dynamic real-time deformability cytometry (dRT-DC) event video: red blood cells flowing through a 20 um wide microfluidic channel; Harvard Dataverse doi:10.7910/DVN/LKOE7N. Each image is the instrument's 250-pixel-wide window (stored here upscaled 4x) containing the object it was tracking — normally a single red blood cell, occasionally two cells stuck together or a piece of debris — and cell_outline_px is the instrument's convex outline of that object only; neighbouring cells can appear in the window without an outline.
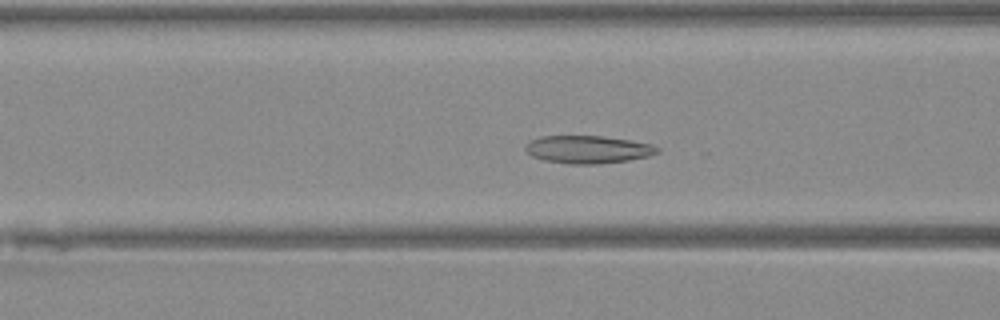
{"species": "Egyptian fruit bat (a non-hibernating species)", "species_latin": "Rousettus aegyptiacus", "temperature_condition": "warm", "stored_images_in_passage": 33, "camera_frame_rate_fps": 3000, "um_per_image_px": 0.085, "animal": {"sex": "female"}, "frame": {"image": 1, "passage_image": 4, "time_ms": 1.0, "image_size_px": [1000, 320], "cell_outline_px": [[660, 152], [648, 156], [628, 160], [596, 164], [568, 164], [544, 160], [532, 156], [524, 148], [532, 140], [544, 136], [604, 136], [652, 144], [660, 148]], "centroid_in_image_um": [50.01, 12.71], "position_along_channel_um": 116.6, "area_um2": 21.15}}
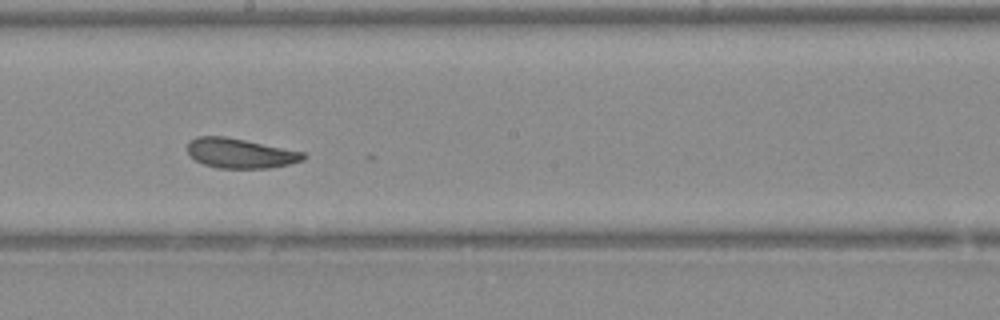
{"frame": {"image": 2, "passage_image": 12, "time_ms": 3.667, "image_size_px": [1000, 320], "cell_outline_px": [[308, 156], [304, 160], [288, 164], [268, 168], [216, 168], [204, 164], [196, 160], [188, 152], [188, 144], [196, 136], [224, 136], [304, 152]], "centroid_in_image_um": [20.44, 13.03], "position_along_channel_um": 227.8, "area_um2": 19.88}}
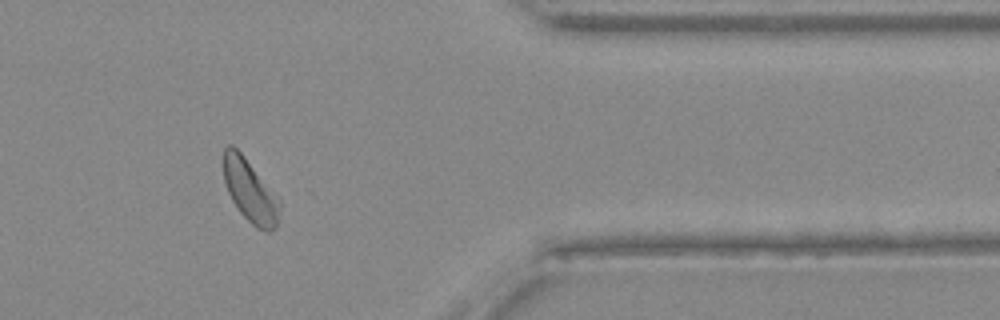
{"frame": {"image": 3, "passage_image": 25, "time_ms": 8.0, "image_size_px": [1000, 320], "cell_outline_px": [[280, 204], [276, 228], [268, 232], [264, 232], [256, 228], [240, 212], [232, 200], [228, 192], [224, 180], [224, 148], [228, 144], [232, 144], [244, 156], [280, 200]], "centroid_in_image_um": [21.25, 16.24], "position_along_channel_um": 390.1, "area_um2": 20.23}}